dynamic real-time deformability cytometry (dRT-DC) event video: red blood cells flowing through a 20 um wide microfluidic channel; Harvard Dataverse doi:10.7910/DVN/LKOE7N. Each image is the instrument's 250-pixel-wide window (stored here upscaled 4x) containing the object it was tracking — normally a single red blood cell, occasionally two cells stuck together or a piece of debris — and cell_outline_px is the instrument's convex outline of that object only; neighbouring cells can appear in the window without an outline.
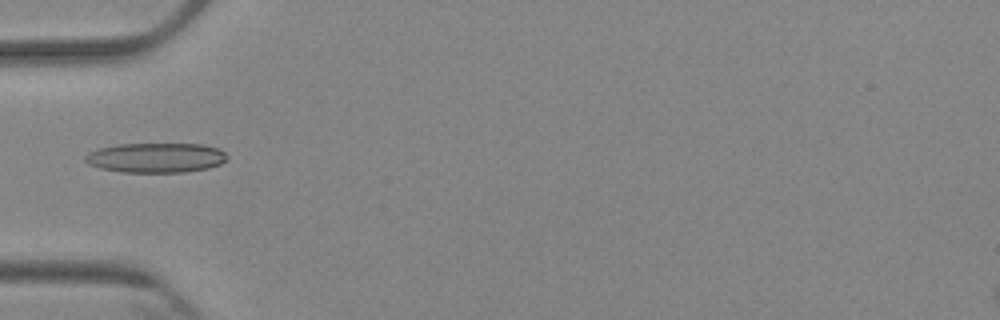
{"species": "Egyptian fruit bat (a non-hibernating species)", "species_latin": "Rousettus aegyptiacus", "temperature_condition": "cold", "stored_images_in_passage": 4, "camera_frame_rate_fps": 3000, "um_per_image_px": 0.085, "animal": {"sex": "female"}, "frame": {"image": 1, "passage_image": 3, "time_ms": 2.333, "image_size_px": [1000, 320], "cell_outline_px": [[228, 156], [220, 164], [208, 168], [184, 172], [120, 172], [100, 168], [88, 164], [84, 160], [84, 156], [88, 152], [100, 148], [116, 144], [200, 144], [220, 148]], "centroid_in_image_um": [13.23, 13.4], "position_along_channel_um": 71.8, "area_um2": 24.68}}
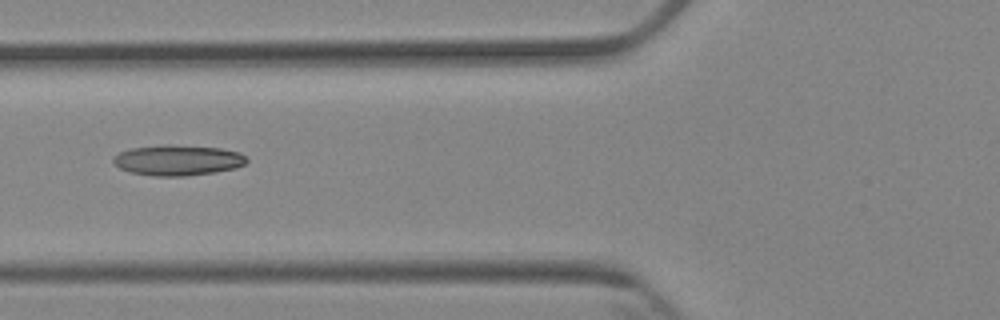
{"frame": {"image": 2, "passage_image": 4, "time_ms": 3.333, "image_size_px": [1000, 320], "cell_outline_px": [[248, 160], [244, 164], [236, 168], [216, 172], [184, 176], [152, 176], [132, 172], [120, 168], [112, 160], [120, 152], [132, 148], [168, 144], [172, 144], [220, 148], [240, 152]], "centroid_in_image_um": [15.15, 13.61], "position_along_channel_um": 110.7, "area_um2": 23.64}}